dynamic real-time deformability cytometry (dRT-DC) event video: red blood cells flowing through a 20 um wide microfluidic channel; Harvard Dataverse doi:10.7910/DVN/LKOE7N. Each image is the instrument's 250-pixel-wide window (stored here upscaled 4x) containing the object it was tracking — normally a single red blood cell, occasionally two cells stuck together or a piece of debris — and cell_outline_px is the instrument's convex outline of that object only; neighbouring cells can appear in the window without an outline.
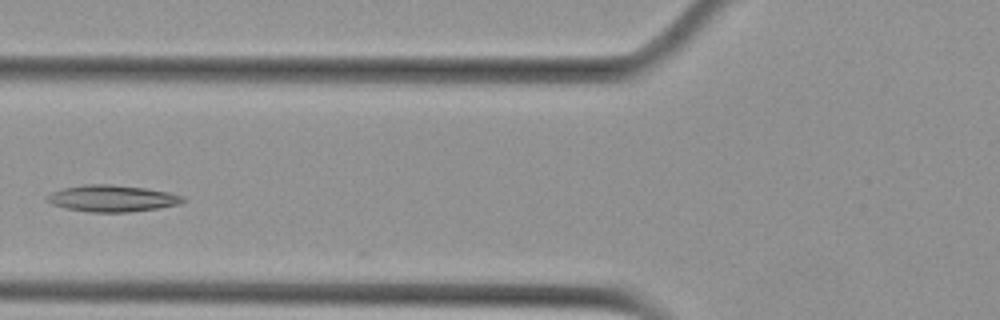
{"species": "Egyptian fruit bat (a non-hibernating species)", "species_latin": "Rousettus aegyptiacus", "temperature_condition": "cold", "stored_images_in_passage": 6, "camera_frame_rate_fps": 3000, "um_per_image_px": 0.085, "animal": {"sex": "female"}, "frame": {"image": 1, "passage_image": 2, "time_ms": 0.333, "image_size_px": [1000, 320], "cell_outline_px": [[184, 200], [180, 204], [156, 208], [128, 212], [88, 212], [64, 208], [52, 204], [44, 200], [44, 196], [60, 188], [84, 184], [112, 184], [144, 188], [168, 192], [184, 196]], "centroid_in_image_um": [9.45, 16.86], "position_along_channel_um": 116.4, "area_um2": 21.21}}
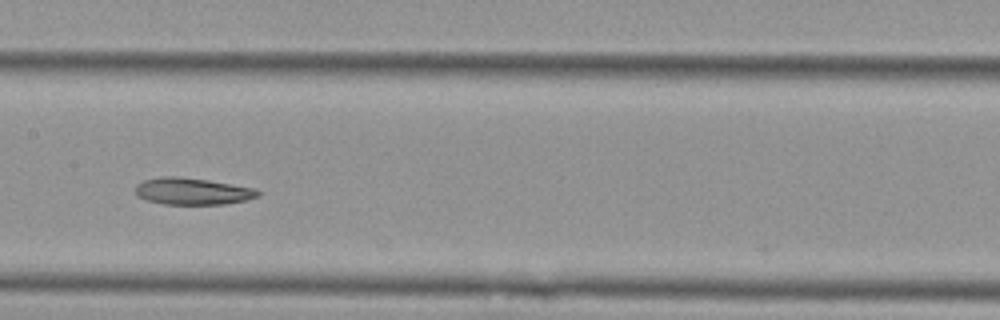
{"frame": {"image": 2, "passage_image": 4, "time_ms": 1.0, "image_size_px": [1000, 320], "cell_outline_px": [[260, 196], [244, 200], [224, 204], [164, 204], [148, 200], [136, 196], [136, 184], [144, 180], [160, 176], [180, 176], [208, 180], [256, 188], [260, 192]], "centroid_in_image_um": [16.35, 16.25], "position_along_channel_um": 191.0, "area_um2": 19.19}}
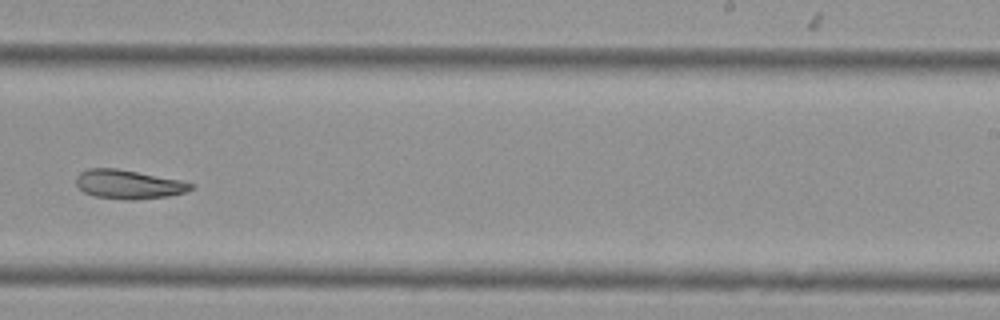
{"frame": {"image": 3, "passage_image": 6, "time_ms": 1.667, "image_size_px": [1000, 320], "cell_outline_px": [[192, 188], [184, 192], [168, 196], [132, 200], [124, 200], [92, 196], [84, 192], [76, 184], [76, 176], [80, 172], [88, 168], [116, 168], [180, 180], [192, 184]], "centroid_in_image_um": [10.86, 15.67], "position_along_channel_um": 278.1, "area_um2": 19.25}}